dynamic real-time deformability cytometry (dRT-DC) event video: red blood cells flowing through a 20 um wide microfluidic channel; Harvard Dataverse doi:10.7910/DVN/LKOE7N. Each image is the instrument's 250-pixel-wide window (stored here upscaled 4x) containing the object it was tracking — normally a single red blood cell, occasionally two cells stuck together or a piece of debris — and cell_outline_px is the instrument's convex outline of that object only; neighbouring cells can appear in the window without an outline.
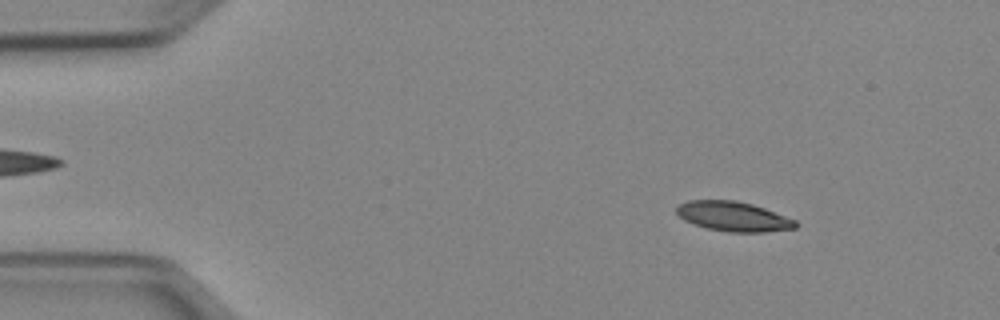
{"species": "Egyptian fruit bat (a non-hibernating species)", "species_latin": "Rousettus aegyptiacus", "temperature_condition": "cold", "stored_images_in_passage": 50, "camera_frame_rate_fps": 3000, "um_per_image_px": 0.085, "animal": {"sex": "female"}, "frame": {"image": 1, "passage_image": 6, "time_ms": 1.667, "image_size_px": [1000, 320], "cell_outline_px": [[800, 224], [796, 228], [764, 232], [728, 232], [708, 228], [684, 220], [676, 212], [676, 204], [688, 200], [736, 200], [752, 204], [764, 208], [796, 220]], "centroid_in_image_um": [62.34, 18.39], "position_along_channel_um": 22.7, "area_um2": 20.63}}
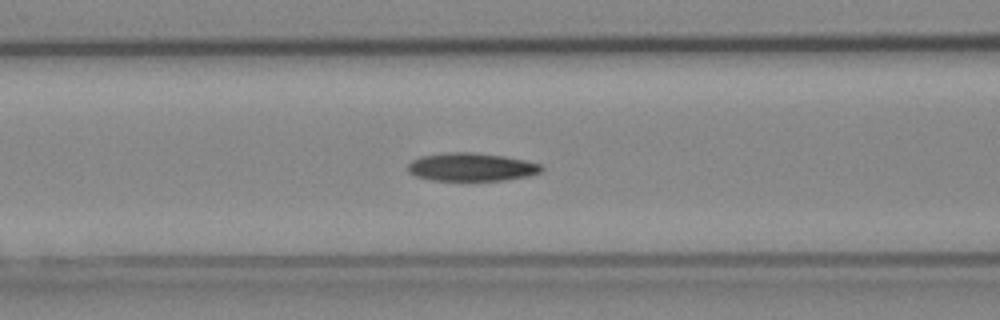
{"frame": {"image": 2, "passage_image": 20, "time_ms": 6.333, "image_size_px": [1000, 320], "cell_outline_px": [[544, 168], [540, 172], [528, 176], [504, 180], [432, 180], [416, 176], [408, 172], [408, 164], [412, 160], [420, 156], [448, 152], [476, 152], [504, 156], [524, 160], [540, 164]], "centroid_in_image_um": [40.05, 14.19], "position_along_channel_um": 126.5, "area_um2": 21.91}}
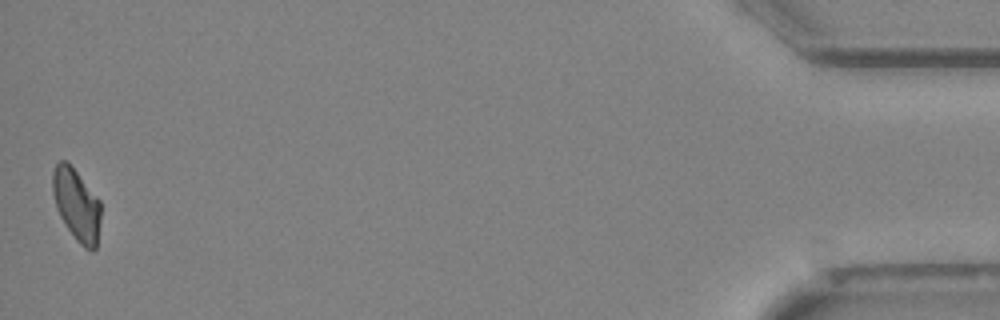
{"frame": {"image": 3, "passage_image": 50, "time_ms": 16.333, "image_size_px": [1000, 320], "cell_outline_px": [[100, 220], [96, 248], [92, 252], [84, 248], [76, 240], [60, 216], [56, 208], [52, 192], [52, 172], [56, 164], [60, 160], [68, 160], [100, 200]], "centroid_in_image_um": [6.5, 17.37], "position_along_channel_um": 428.7, "area_um2": 20.4}, "authors_computed_cell_mechanics": {"area_um2": 21.2415, "velocity_mm_per_s": 3.9342, "shape_relaxation_time_tau1_ms": null, "shape_relaxation_time_tau2_ms": 8.1396, "deformation_change_tau1": null, "deformation_change_tau2": 0.1577}}